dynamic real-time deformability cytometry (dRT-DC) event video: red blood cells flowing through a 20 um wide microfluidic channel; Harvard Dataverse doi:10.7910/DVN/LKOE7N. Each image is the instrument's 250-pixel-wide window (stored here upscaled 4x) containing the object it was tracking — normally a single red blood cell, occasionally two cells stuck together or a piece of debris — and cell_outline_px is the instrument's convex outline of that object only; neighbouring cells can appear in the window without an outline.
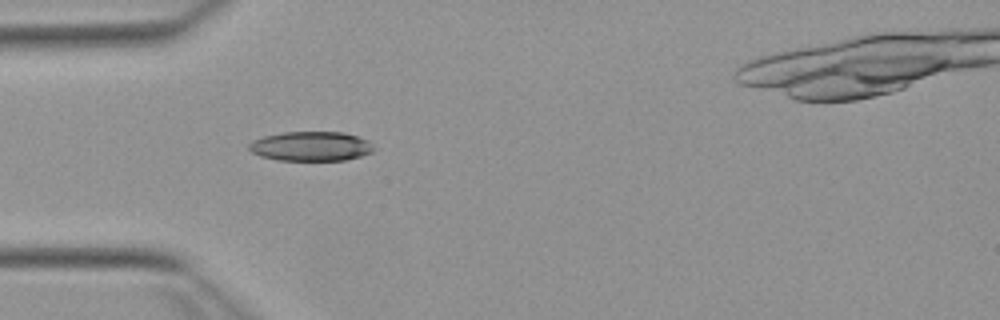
{"species": "Egyptian fruit bat (a non-hibernating species)", "species_latin": "Rousettus aegyptiacus", "temperature_condition": "warm", "stored_images_in_passage": 36, "camera_frame_rate_fps": 3000, "um_per_image_px": 0.085, "animal": {"sex": "female"}, "frame": {"image": 1, "passage_image": 1, "time_ms": 0.0, "image_size_px": [1000, 320], "cell_outline_px": [[376, 148], [372, 152], [360, 156], [344, 160], [276, 160], [260, 156], [252, 152], [248, 148], [248, 144], [252, 140], [264, 136], [284, 132], [344, 132], [368, 140]], "centroid_in_image_um": [26.42, 12.43], "position_along_channel_um": 58.6, "area_um2": 21.5}}
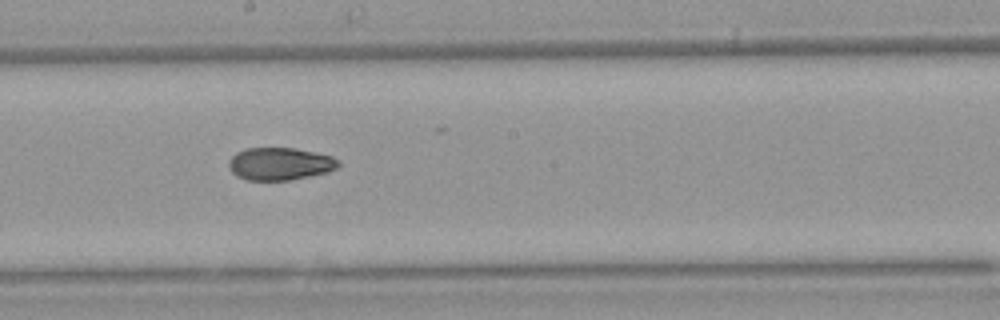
{"frame": {"image": 2, "passage_image": 14, "time_ms": 4.333, "image_size_px": [1000, 320], "cell_outline_px": [[340, 164], [336, 168], [328, 172], [288, 180], [244, 180], [236, 176], [228, 168], [228, 160], [236, 152], [244, 148], [296, 148], [332, 156], [340, 160]], "centroid_in_image_um": [23.76, 13.92], "position_along_channel_um": 224.4, "area_um2": 20.98}}
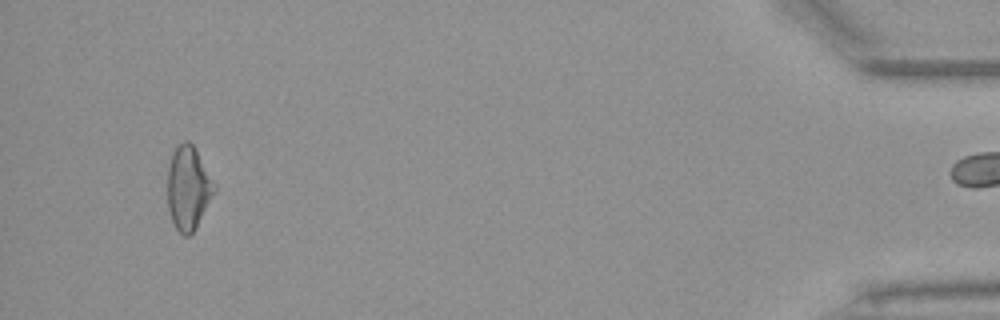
{"frame": {"image": 3, "passage_image": 35, "time_ms": 11.333, "image_size_px": [1000, 320], "cell_outline_px": [[216, 192], [196, 228], [188, 236], [184, 236], [176, 228], [172, 220], [168, 208], [168, 168], [172, 152], [176, 144], [184, 140], [188, 140], [192, 144], [216, 184]], "centroid_in_image_um": [16.01, 15.96], "position_along_channel_um": 419.2, "area_um2": 22.95}, "authors_computed_cell_mechanics": {"area_um2": 21.5016, "velocity_mm_per_s": 3.9058, "shape_relaxation_time_tau1_ms": 6.4862, "shape_relaxation_time_tau2_ms": 2.5995, "deformation_change_tau1": 0.1695, "deformation_change_tau2": 0.0722}}